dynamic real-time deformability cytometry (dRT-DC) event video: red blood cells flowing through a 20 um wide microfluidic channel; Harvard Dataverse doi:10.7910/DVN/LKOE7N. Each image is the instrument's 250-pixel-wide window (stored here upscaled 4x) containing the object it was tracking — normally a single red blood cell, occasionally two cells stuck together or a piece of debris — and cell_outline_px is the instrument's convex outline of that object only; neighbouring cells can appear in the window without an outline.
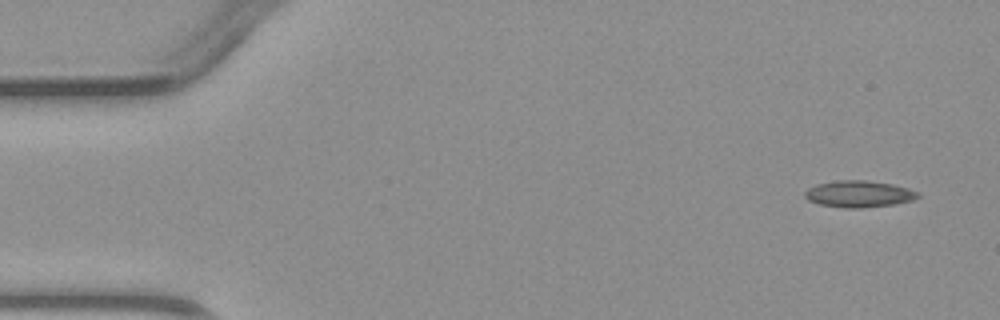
{"species": "common noctule bat (a hibernating species)", "species_latin": "Nyctalus noctula", "temperature_condition": "warm", "stored_images_in_passage": 5, "camera_frame_rate_fps": 3000, "um_per_image_px": 0.085, "animal": {"sex": "male", "body_mass_g": 23.1, "forearm_length_mm": 52.7}, "frame": {"image": 1, "passage_image": 1, "time_ms": 0.0, "image_size_px": [1000, 320], "cell_outline_px": [[920, 196], [912, 200], [896, 204], [860, 208], [848, 208], [820, 204], [808, 200], [804, 196], [804, 192], [808, 188], [816, 184], [836, 180], [864, 180], [892, 184], [908, 188], [920, 192]], "centroid_in_image_um": [73.01, 16.48], "position_along_channel_um": 12.0, "area_um2": 17.57}}
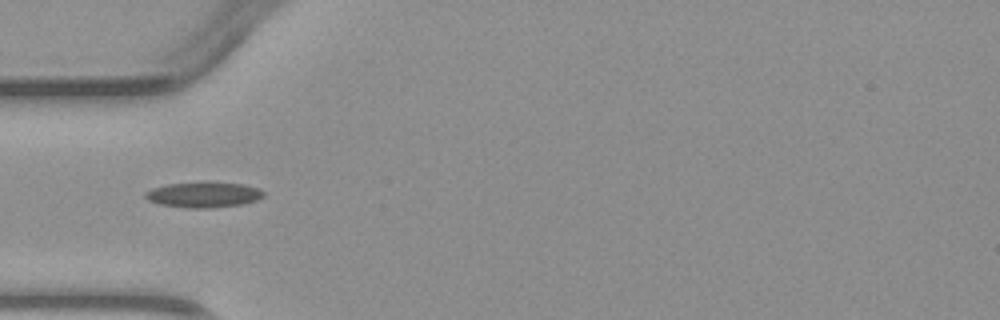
{"frame": {"image": 2, "passage_image": 4, "time_ms": 4.0, "image_size_px": [1000, 320], "cell_outline_px": [[264, 196], [256, 200], [244, 204], [208, 208], [184, 208], [160, 204], [148, 200], [144, 196], [144, 192], [152, 188], [168, 184], [244, 184], [260, 188], [264, 192]], "centroid_in_image_um": [17.3, 16.59], "position_along_channel_um": 67.7, "area_um2": 17.05}}
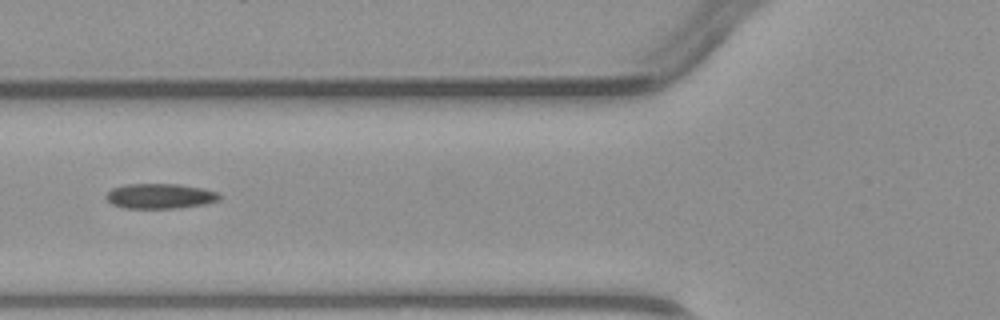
{"frame": {"image": 3, "passage_image": 5, "time_ms": 5.0, "image_size_px": [1000, 320], "cell_outline_px": [[220, 200], [204, 204], [180, 208], [124, 208], [112, 204], [104, 196], [112, 188], [124, 184], [180, 184], [204, 188], [220, 192]], "centroid_in_image_um": [13.63, 16.66], "position_along_channel_um": 112.2, "area_um2": 16.76}}